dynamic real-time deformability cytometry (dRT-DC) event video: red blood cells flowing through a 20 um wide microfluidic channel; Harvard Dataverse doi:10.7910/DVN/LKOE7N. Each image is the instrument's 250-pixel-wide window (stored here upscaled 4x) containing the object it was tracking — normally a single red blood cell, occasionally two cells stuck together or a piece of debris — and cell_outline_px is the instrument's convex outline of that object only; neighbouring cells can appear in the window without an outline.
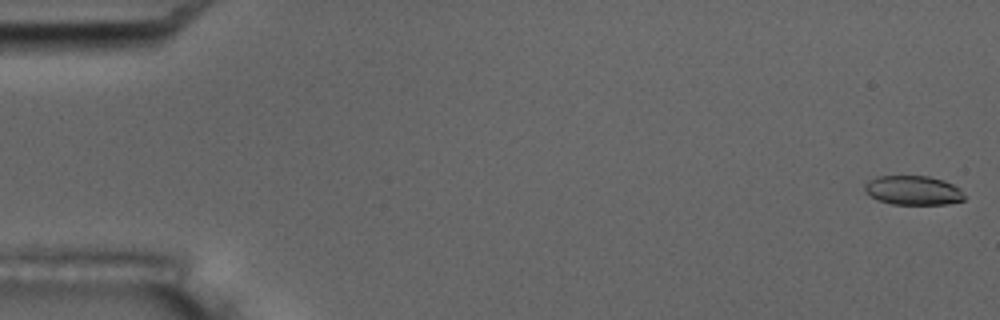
{"species": "common noctule bat (a hibernating species)", "species_latin": "Nyctalus noctula", "temperature_condition": "room temperature", "stored_images_in_passage": 4, "camera_frame_rate_fps": 3000, "um_per_image_px": 0.085, "animal": {"sex": "male", "body_mass_g": 17.5, "forearm_length_mm": 52.3}, "frame": {"image": 1, "passage_image": 1, "time_ms": 0.0, "image_size_px": [1000, 320], "cell_outline_px": [[964, 200], [948, 204], [892, 204], [876, 200], [864, 192], [864, 184], [868, 180], [880, 176], [928, 176], [944, 180], [960, 188], [964, 196]], "centroid_in_image_um": [77.59, 16.18], "position_along_channel_um": 7.4, "area_um2": 17.11}}